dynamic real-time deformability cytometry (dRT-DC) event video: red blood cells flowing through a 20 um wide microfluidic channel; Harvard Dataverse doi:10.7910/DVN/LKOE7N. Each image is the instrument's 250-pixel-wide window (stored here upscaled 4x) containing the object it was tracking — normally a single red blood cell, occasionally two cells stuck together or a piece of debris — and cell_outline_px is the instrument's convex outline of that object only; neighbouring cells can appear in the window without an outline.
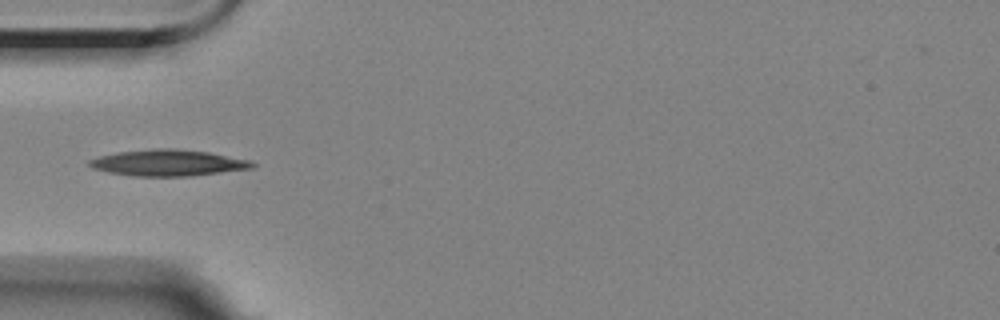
{"species": "Egyptian fruit bat (a non-hibernating species)", "species_latin": "Rousettus aegyptiacus", "temperature_condition": "room temperature", "stored_images_in_passage": 5, "camera_frame_rate_fps": 3000, "um_per_image_px": 0.085, "animal": {"sex": "female"}, "frame": {"image": 1, "passage_image": 5, "time_ms": 4.667, "image_size_px": [1000, 320], "cell_outline_px": [[256, 168], [192, 176], [132, 176], [108, 172], [92, 168], [88, 164], [88, 160], [100, 156], [116, 152], [156, 148], [176, 148], [208, 152], [252, 160], [256, 164]], "centroid_in_image_um": [14.33, 13.84], "position_along_channel_um": 70.7, "area_um2": 25.26}}